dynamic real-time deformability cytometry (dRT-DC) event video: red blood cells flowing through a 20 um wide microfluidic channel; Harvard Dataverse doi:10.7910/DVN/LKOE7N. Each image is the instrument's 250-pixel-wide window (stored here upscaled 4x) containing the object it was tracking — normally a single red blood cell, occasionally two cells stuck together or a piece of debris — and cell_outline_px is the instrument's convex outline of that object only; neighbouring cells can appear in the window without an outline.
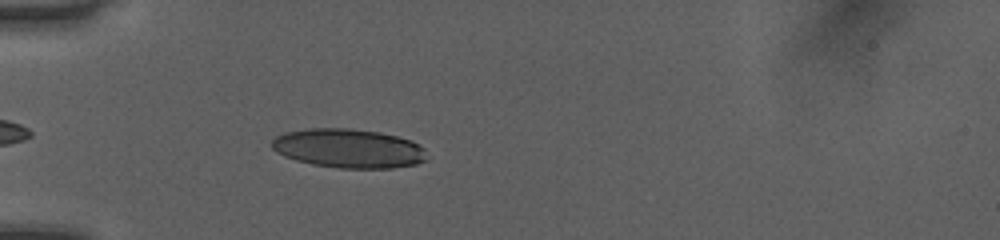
{"species": "human", "species_latin": "Homo sapiens", "temperature_condition": "room temperature", "stored_images_in_passage": 39, "camera_frame_rate_fps": 3000, "um_per_image_px": 0.085, "donor": {"sex": "female"}, "frame": {"image": 1, "passage_image": 4, "time_ms": 1.0, "image_size_px": [1000, 240], "cell_outline_px": [[428, 160], [416, 164], [392, 168], [340, 168], [312, 164], [296, 160], [284, 156], [276, 152], [272, 148], [272, 140], [276, 136], [284, 132], [308, 128], [352, 128], [380, 132], [412, 140], [424, 148]], "centroid_in_image_um": [29.63, 12.61], "position_along_channel_um": 55.4, "area_um2": 35.55}}
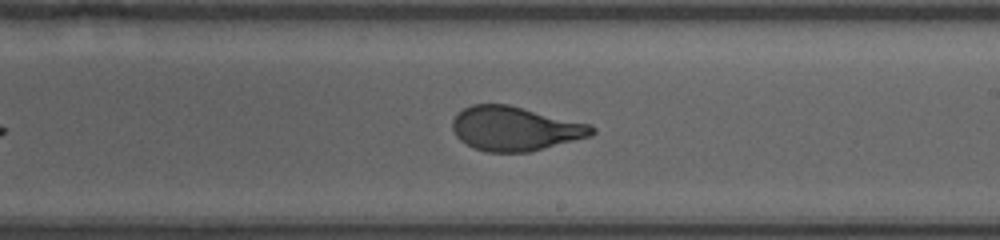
{"frame": {"image": 2, "passage_image": 19, "time_ms": 6.0, "image_size_px": [1000, 240], "cell_outline_px": [[596, 132], [592, 136], [528, 152], [488, 152], [476, 148], [460, 140], [456, 136], [452, 128], [452, 120], [464, 108], [472, 104], [508, 104], [592, 124], [596, 128]], "centroid_in_image_um": [43.82, 10.92], "position_along_channel_um": 245.2, "area_um2": 35.95}}
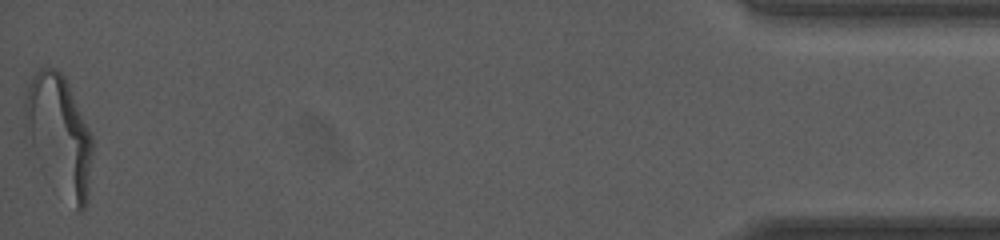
{"frame": {"image": 3, "passage_image": 39, "time_ms": 12.667, "image_size_px": [1000, 240], "cell_outline_px": [[92, 152], [88, 200], [84, 208], [80, 212], [76, 212], [24, 140], [24, 92], [32, 76], [40, 68], [56, 68], [64, 76], [92, 136]], "centroid_in_image_um": [4.99, 11.44], "position_along_channel_um": 430.2, "area_um2": 46.82}, "authors_computed_cell_mechanics": {"area_um2": 36.7608, "velocity_mm_per_s": 4.0588, "shape_relaxation_time_tau1_ms": 4.1655, "shape_relaxation_time_tau2_ms": null, "deformation_change_tau1": 0.1928, "deformation_change_tau2": null}}